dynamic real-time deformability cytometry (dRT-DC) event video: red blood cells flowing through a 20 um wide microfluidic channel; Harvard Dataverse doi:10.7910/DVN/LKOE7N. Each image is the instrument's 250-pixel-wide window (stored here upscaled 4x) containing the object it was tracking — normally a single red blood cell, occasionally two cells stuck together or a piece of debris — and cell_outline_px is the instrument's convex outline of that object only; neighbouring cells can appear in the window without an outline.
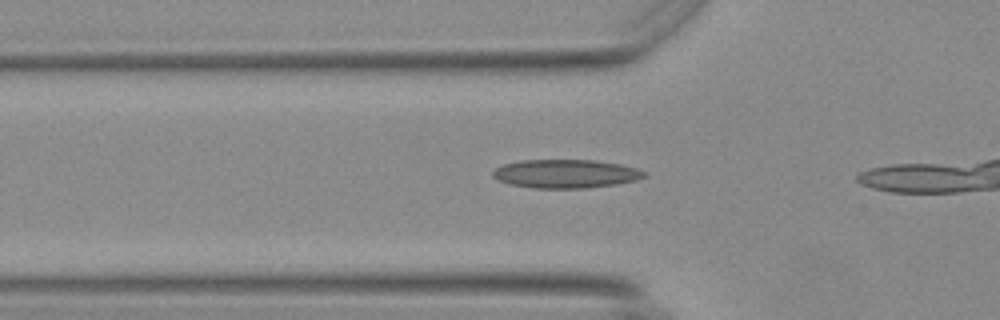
{"species": "Egyptian fruit bat (a non-hibernating species)", "species_latin": "Rousettus aegyptiacus", "temperature_condition": "warm", "stored_images_in_passage": 14, "camera_frame_rate_fps": 3000, "um_per_image_px": 0.085, "animal": {"sex": "female"}, "frame": {"image": 1, "passage_image": 9, "time_ms": 2.667, "image_size_px": [1000, 320], "cell_outline_px": [[648, 172], [644, 176], [636, 180], [616, 184], [584, 188], [536, 188], [512, 184], [500, 180], [492, 176], [492, 172], [496, 168], [504, 164], [520, 160], [596, 160], [620, 164], [636, 168]], "centroid_in_image_um": [48.11, 14.76], "position_along_channel_um": 77.7, "area_um2": 25.03}}
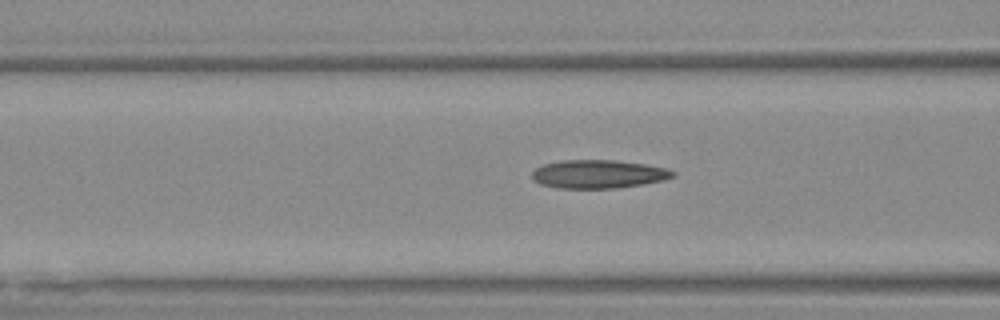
{"frame": {"image": 2, "passage_image": 12, "time_ms": 3.667, "image_size_px": [1000, 320], "cell_outline_px": [[676, 176], [664, 180], [616, 188], [556, 188], [540, 184], [532, 180], [532, 172], [536, 168], [544, 164], [564, 160], [616, 160], [644, 164], [664, 168], [676, 172]], "centroid_in_image_um": [50.84, 14.8], "position_along_channel_um": 115.8, "area_um2": 23.24}}